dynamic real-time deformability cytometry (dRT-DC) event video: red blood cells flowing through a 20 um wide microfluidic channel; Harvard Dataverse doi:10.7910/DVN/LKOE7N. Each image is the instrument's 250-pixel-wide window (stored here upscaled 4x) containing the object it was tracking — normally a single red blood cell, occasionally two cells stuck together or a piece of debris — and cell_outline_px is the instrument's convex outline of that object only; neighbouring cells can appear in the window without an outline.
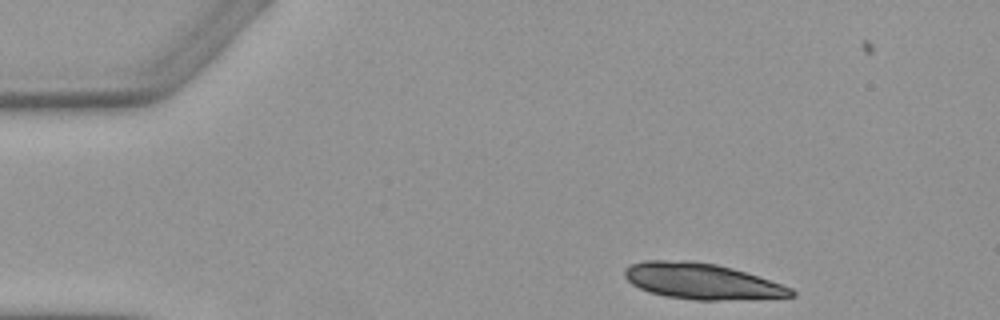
{"species": "Egyptian fruit bat (a non-hibernating species)", "species_latin": "Rousettus aegyptiacus", "temperature_condition": "warm", "stored_images_in_passage": 4, "camera_frame_rate_fps": 3000, "um_per_image_px": 0.085, "animal": {"sex": "female"}, "frame": {"image": 1, "passage_image": 1, "time_ms": 0.0, "image_size_px": [1000, 320], "cell_outline_px": [[796, 296], [716, 300], [696, 300], [664, 296], [648, 292], [632, 284], [624, 276], [624, 268], [628, 264], [644, 260], [692, 260], [716, 264], [732, 268], [792, 288], [796, 292]], "centroid_in_image_um": [59.57, 23.89], "position_along_channel_um": 25.4, "area_um2": 34.74}}